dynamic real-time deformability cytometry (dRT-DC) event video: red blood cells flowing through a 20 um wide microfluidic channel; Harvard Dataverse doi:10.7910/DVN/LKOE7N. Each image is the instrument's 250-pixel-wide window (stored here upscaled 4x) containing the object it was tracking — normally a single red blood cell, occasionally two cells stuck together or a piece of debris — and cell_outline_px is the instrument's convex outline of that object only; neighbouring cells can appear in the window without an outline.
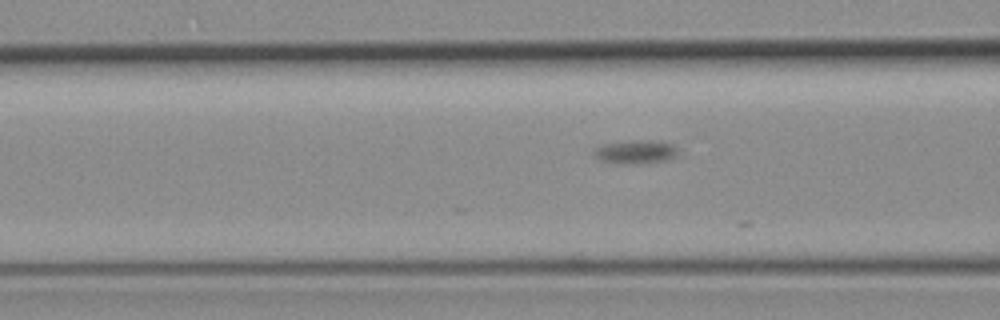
{"species": "common noctule bat (a hibernating species)", "species_latin": "Nyctalus noctula", "temperature_condition": "room temperature", "stored_images_in_passage": 10, "camera_frame_rate_fps": 3000, "um_per_image_px": 0.085, "animal": {"sex": "female", "body_mass_g": 19.3, "forearm_length_mm": 54.1}, "frame": {"image": 1, "passage_image": 4, "time_ms": 1.0, "image_size_px": [1000, 320], "cell_outline_px": [[676, 156], [668, 160], [640, 164], [624, 164], [600, 160], [592, 152], [592, 148], [600, 144], [636, 140], [656, 140], [672, 144], [676, 148]], "centroid_in_image_um": [53.99, 12.91], "position_along_channel_um": 112.6, "area_um2": 11.73}}
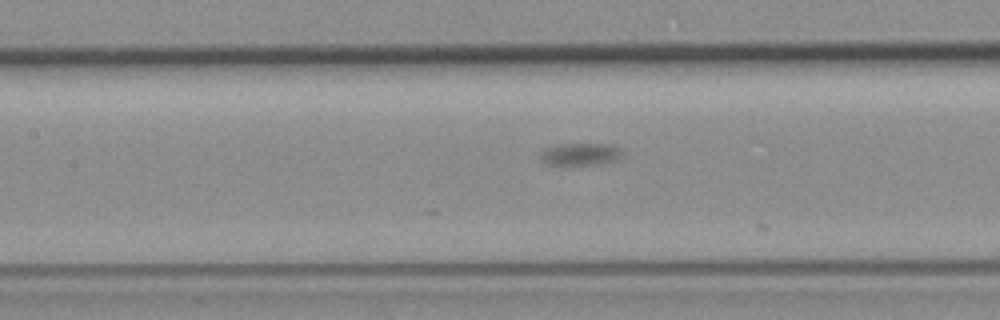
{"frame": {"image": 2, "passage_image": 8, "time_ms": 2.333, "image_size_px": [1000, 320], "cell_outline_px": [[624, 156], [616, 160], [596, 164], [548, 164], [540, 156], [548, 148], [556, 144], [616, 144], [624, 152]], "centroid_in_image_um": [49.47, 13.08], "position_along_channel_um": 157.9, "area_um2": 10.46}}